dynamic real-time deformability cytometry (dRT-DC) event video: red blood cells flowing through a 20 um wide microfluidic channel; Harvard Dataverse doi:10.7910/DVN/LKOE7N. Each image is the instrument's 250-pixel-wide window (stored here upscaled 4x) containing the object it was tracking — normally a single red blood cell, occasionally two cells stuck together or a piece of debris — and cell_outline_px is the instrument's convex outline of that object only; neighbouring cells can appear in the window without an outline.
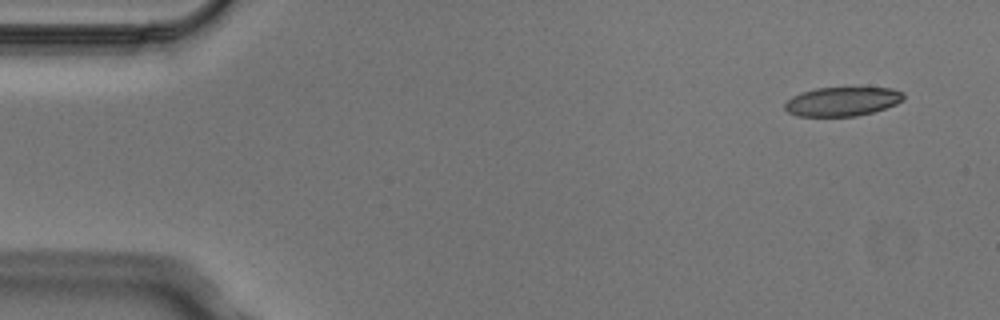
{"species": "Egyptian fruit bat (a non-hibernating species)", "species_latin": "Rousettus aegyptiacus", "temperature_condition": "cold", "stored_images_in_passage": 3, "camera_frame_rate_fps": 3000, "um_per_image_px": 0.085, "animal": {"sex": "male"}, "frame": {"image": 1, "passage_image": 1, "time_ms": 0.0, "image_size_px": [1000, 320], "cell_outline_px": [[904, 100], [896, 104], [872, 112], [856, 116], [796, 116], [788, 112], [784, 108], [784, 104], [792, 96], [800, 92], [816, 88], [892, 88], [904, 92]], "centroid_in_image_um": [71.58, 8.62], "position_along_channel_um": 13.4, "area_um2": 20.11}}